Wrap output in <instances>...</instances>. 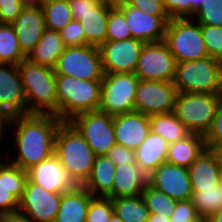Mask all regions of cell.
<instances>
[{"label":"cell","mask_w":222,"mask_h":222,"mask_svg":"<svg viewBox=\"0 0 222 222\" xmlns=\"http://www.w3.org/2000/svg\"><path fill=\"white\" fill-rule=\"evenodd\" d=\"M62 122L53 114H27L11 117L8 127L14 130L11 135L13 138L11 148L17 153L10 156L9 151L6 155L7 160L27 171L51 157L54 154L56 132Z\"/></svg>","instance_id":"1"},{"label":"cell","mask_w":222,"mask_h":222,"mask_svg":"<svg viewBox=\"0 0 222 222\" xmlns=\"http://www.w3.org/2000/svg\"><path fill=\"white\" fill-rule=\"evenodd\" d=\"M54 155L77 185H82L90 176L95 153L79 131L63 121L56 132Z\"/></svg>","instance_id":"2"},{"label":"cell","mask_w":222,"mask_h":222,"mask_svg":"<svg viewBox=\"0 0 222 222\" xmlns=\"http://www.w3.org/2000/svg\"><path fill=\"white\" fill-rule=\"evenodd\" d=\"M27 100V114L58 117L56 74L53 68L23 60L18 64Z\"/></svg>","instance_id":"3"},{"label":"cell","mask_w":222,"mask_h":222,"mask_svg":"<svg viewBox=\"0 0 222 222\" xmlns=\"http://www.w3.org/2000/svg\"><path fill=\"white\" fill-rule=\"evenodd\" d=\"M102 80H82L56 75L58 118L70 121L75 115L99 109Z\"/></svg>","instance_id":"4"},{"label":"cell","mask_w":222,"mask_h":222,"mask_svg":"<svg viewBox=\"0 0 222 222\" xmlns=\"http://www.w3.org/2000/svg\"><path fill=\"white\" fill-rule=\"evenodd\" d=\"M222 62L213 57L176 63L173 85L177 93L220 94Z\"/></svg>","instance_id":"5"},{"label":"cell","mask_w":222,"mask_h":222,"mask_svg":"<svg viewBox=\"0 0 222 222\" xmlns=\"http://www.w3.org/2000/svg\"><path fill=\"white\" fill-rule=\"evenodd\" d=\"M220 102V94L177 93L173 112L190 133L205 136Z\"/></svg>","instance_id":"6"},{"label":"cell","mask_w":222,"mask_h":222,"mask_svg":"<svg viewBox=\"0 0 222 222\" xmlns=\"http://www.w3.org/2000/svg\"><path fill=\"white\" fill-rule=\"evenodd\" d=\"M164 41L177 63L208 57L201 25L192 18L171 19L166 26Z\"/></svg>","instance_id":"7"},{"label":"cell","mask_w":222,"mask_h":222,"mask_svg":"<svg viewBox=\"0 0 222 222\" xmlns=\"http://www.w3.org/2000/svg\"><path fill=\"white\" fill-rule=\"evenodd\" d=\"M138 83L135 73L104 74L98 110L112 116L134 112Z\"/></svg>","instance_id":"8"},{"label":"cell","mask_w":222,"mask_h":222,"mask_svg":"<svg viewBox=\"0 0 222 222\" xmlns=\"http://www.w3.org/2000/svg\"><path fill=\"white\" fill-rule=\"evenodd\" d=\"M56 75H67L82 80H102L104 71L97 46L65 47L54 68Z\"/></svg>","instance_id":"9"},{"label":"cell","mask_w":222,"mask_h":222,"mask_svg":"<svg viewBox=\"0 0 222 222\" xmlns=\"http://www.w3.org/2000/svg\"><path fill=\"white\" fill-rule=\"evenodd\" d=\"M69 122L83 136L96 156L106 155L116 144L112 115L94 110L77 114Z\"/></svg>","instance_id":"10"},{"label":"cell","mask_w":222,"mask_h":222,"mask_svg":"<svg viewBox=\"0 0 222 222\" xmlns=\"http://www.w3.org/2000/svg\"><path fill=\"white\" fill-rule=\"evenodd\" d=\"M176 63L164 40L145 43L134 73L139 80L173 82Z\"/></svg>","instance_id":"11"},{"label":"cell","mask_w":222,"mask_h":222,"mask_svg":"<svg viewBox=\"0 0 222 222\" xmlns=\"http://www.w3.org/2000/svg\"><path fill=\"white\" fill-rule=\"evenodd\" d=\"M176 95L177 90L173 82L139 80L134 111L147 116L173 112Z\"/></svg>","instance_id":"12"},{"label":"cell","mask_w":222,"mask_h":222,"mask_svg":"<svg viewBox=\"0 0 222 222\" xmlns=\"http://www.w3.org/2000/svg\"><path fill=\"white\" fill-rule=\"evenodd\" d=\"M144 44L134 38L105 41L98 47L104 74L134 73Z\"/></svg>","instance_id":"13"},{"label":"cell","mask_w":222,"mask_h":222,"mask_svg":"<svg viewBox=\"0 0 222 222\" xmlns=\"http://www.w3.org/2000/svg\"><path fill=\"white\" fill-rule=\"evenodd\" d=\"M62 193L49 192L27 180L18 211L34 222H54L60 207Z\"/></svg>","instance_id":"14"},{"label":"cell","mask_w":222,"mask_h":222,"mask_svg":"<svg viewBox=\"0 0 222 222\" xmlns=\"http://www.w3.org/2000/svg\"><path fill=\"white\" fill-rule=\"evenodd\" d=\"M148 184L176 201L192 198L193 190L187 167L163 162L148 175Z\"/></svg>","instance_id":"15"},{"label":"cell","mask_w":222,"mask_h":222,"mask_svg":"<svg viewBox=\"0 0 222 222\" xmlns=\"http://www.w3.org/2000/svg\"><path fill=\"white\" fill-rule=\"evenodd\" d=\"M0 110L9 117L27 115V100L18 65L0 63Z\"/></svg>","instance_id":"16"},{"label":"cell","mask_w":222,"mask_h":222,"mask_svg":"<svg viewBox=\"0 0 222 222\" xmlns=\"http://www.w3.org/2000/svg\"><path fill=\"white\" fill-rule=\"evenodd\" d=\"M118 8L125 16L132 38L144 43L160 42L165 39L166 26L171 20L170 16H152L127 3Z\"/></svg>","instance_id":"17"},{"label":"cell","mask_w":222,"mask_h":222,"mask_svg":"<svg viewBox=\"0 0 222 222\" xmlns=\"http://www.w3.org/2000/svg\"><path fill=\"white\" fill-rule=\"evenodd\" d=\"M27 175L29 181L49 192L64 193L77 186L54 154L28 169Z\"/></svg>","instance_id":"18"},{"label":"cell","mask_w":222,"mask_h":222,"mask_svg":"<svg viewBox=\"0 0 222 222\" xmlns=\"http://www.w3.org/2000/svg\"><path fill=\"white\" fill-rule=\"evenodd\" d=\"M116 144L136 150L150 132L149 116L130 112L113 116Z\"/></svg>","instance_id":"19"},{"label":"cell","mask_w":222,"mask_h":222,"mask_svg":"<svg viewBox=\"0 0 222 222\" xmlns=\"http://www.w3.org/2000/svg\"><path fill=\"white\" fill-rule=\"evenodd\" d=\"M15 29L22 52L27 56L37 45L45 28L41 6H25L11 23Z\"/></svg>","instance_id":"20"},{"label":"cell","mask_w":222,"mask_h":222,"mask_svg":"<svg viewBox=\"0 0 222 222\" xmlns=\"http://www.w3.org/2000/svg\"><path fill=\"white\" fill-rule=\"evenodd\" d=\"M148 184V176L137 164L118 165L115 168L112 199L137 197Z\"/></svg>","instance_id":"21"},{"label":"cell","mask_w":222,"mask_h":222,"mask_svg":"<svg viewBox=\"0 0 222 222\" xmlns=\"http://www.w3.org/2000/svg\"><path fill=\"white\" fill-rule=\"evenodd\" d=\"M94 196L82 185L62 193L54 222H85L88 206Z\"/></svg>","instance_id":"22"},{"label":"cell","mask_w":222,"mask_h":222,"mask_svg":"<svg viewBox=\"0 0 222 222\" xmlns=\"http://www.w3.org/2000/svg\"><path fill=\"white\" fill-rule=\"evenodd\" d=\"M169 143L160 135L151 131L135 150V162L148 176L160 164L166 162Z\"/></svg>","instance_id":"23"},{"label":"cell","mask_w":222,"mask_h":222,"mask_svg":"<svg viewBox=\"0 0 222 222\" xmlns=\"http://www.w3.org/2000/svg\"><path fill=\"white\" fill-rule=\"evenodd\" d=\"M192 189H208L219 185L222 170L215 156L206 149L189 167Z\"/></svg>","instance_id":"24"},{"label":"cell","mask_w":222,"mask_h":222,"mask_svg":"<svg viewBox=\"0 0 222 222\" xmlns=\"http://www.w3.org/2000/svg\"><path fill=\"white\" fill-rule=\"evenodd\" d=\"M115 164L106 155L96 156L90 176L82 184L94 197L112 199Z\"/></svg>","instance_id":"25"},{"label":"cell","mask_w":222,"mask_h":222,"mask_svg":"<svg viewBox=\"0 0 222 222\" xmlns=\"http://www.w3.org/2000/svg\"><path fill=\"white\" fill-rule=\"evenodd\" d=\"M206 149L204 135L189 133L169 144L166 162L188 168Z\"/></svg>","instance_id":"26"},{"label":"cell","mask_w":222,"mask_h":222,"mask_svg":"<svg viewBox=\"0 0 222 222\" xmlns=\"http://www.w3.org/2000/svg\"><path fill=\"white\" fill-rule=\"evenodd\" d=\"M65 47L59 32L45 29L35 48L27 54L26 60L54 69Z\"/></svg>","instance_id":"27"},{"label":"cell","mask_w":222,"mask_h":222,"mask_svg":"<svg viewBox=\"0 0 222 222\" xmlns=\"http://www.w3.org/2000/svg\"><path fill=\"white\" fill-rule=\"evenodd\" d=\"M111 6L101 2L78 20L85 32L86 45L99 47L106 41L107 22Z\"/></svg>","instance_id":"28"},{"label":"cell","mask_w":222,"mask_h":222,"mask_svg":"<svg viewBox=\"0 0 222 222\" xmlns=\"http://www.w3.org/2000/svg\"><path fill=\"white\" fill-rule=\"evenodd\" d=\"M150 131L162 136L169 144L177 142L190 132L174 112L149 116Z\"/></svg>","instance_id":"29"},{"label":"cell","mask_w":222,"mask_h":222,"mask_svg":"<svg viewBox=\"0 0 222 222\" xmlns=\"http://www.w3.org/2000/svg\"><path fill=\"white\" fill-rule=\"evenodd\" d=\"M114 213L124 222H148L150 211L142 195L112 199Z\"/></svg>","instance_id":"30"},{"label":"cell","mask_w":222,"mask_h":222,"mask_svg":"<svg viewBox=\"0 0 222 222\" xmlns=\"http://www.w3.org/2000/svg\"><path fill=\"white\" fill-rule=\"evenodd\" d=\"M25 59L13 25L0 23V63L18 65Z\"/></svg>","instance_id":"31"},{"label":"cell","mask_w":222,"mask_h":222,"mask_svg":"<svg viewBox=\"0 0 222 222\" xmlns=\"http://www.w3.org/2000/svg\"><path fill=\"white\" fill-rule=\"evenodd\" d=\"M192 202L202 219L222 209V189L220 185L208 189H192Z\"/></svg>","instance_id":"32"},{"label":"cell","mask_w":222,"mask_h":222,"mask_svg":"<svg viewBox=\"0 0 222 222\" xmlns=\"http://www.w3.org/2000/svg\"><path fill=\"white\" fill-rule=\"evenodd\" d=\"M45 28L59 32L73 20L68 0H50L42 5Z\"/></svg>","instance_id":"33"},{"label":"cell","mask_w":222,"mask_h":222,"mask_svg":"<svg viewBox=\"0 0 222 222\" xmlns=\"http://www.w3.org/2000/svg\"><path fill=\"white\" fill-rule=\"evenodd\" d=\"M4 159L5 162L0 166V187L8 189L20 201L28 180L27 171L10 163L7 157Z\"/></svg>","instance_id":"34"},{"label":"cell","mask_w":222,"mask_h":222,"mask_svg":"<svg viewBox=\"0 0 222 222\" xmlns=\"http://www.w3.org/2000/svg\"><path fill=\"white\" fill-rule=\"evenodd\" d=\"M142 196L150 213L162 216L170 217L177 203L176 200L170 198L164 192L154 189L149 184L144 188Z\"/></svg>","instance_id":"35"},{"label":"cell","mask_w":222,"mask_h":222,"mask_svg":"<svg viewBox=\"0 0 222 222\" xmlns=\"http://www.w3.org/2000/svg\"><path fill=\"white\" fill-rule=\"evenodd\" d=\"M129 38H132V34L123 12L118 7H111L107 22L106 41H119Z\"/></svg>","instance_id":"36"},{"label":"cell","mask_w":222,"mask_h":222,"mask_svg":"<svg viewBox=\"0 0 222 222\" xmlns=\"http://www.w3.org/2000/svg\"><path fill=\"white\" fill-rule=\"evenodd\" d=\"M192 19L200 25L222 27V0H204Z\"/></svg>","instance_id":"37"},{"label":"cell","mask_w":222,"mask_h":222,"mask_svg":"<svg viewBox=\"0 0 222 222\" xmlns=\"http://www.w3.org/2000/svg\"><path fill=\"white\" fill-rule=\"evenodd\" d=\"M114 213L109 197H93L89 203L85 222H109Z\"/></svg>","instance_id":"38"},{"label":"cell","mask_w":222,"mask_h":222,"mask_svg":"<svg viewBox=\"0 0 222 222\" xmlns=\"http://www.w3.org/2000/svg\"><path fill=\"white\" fill-rule=\"evenodd\" d=\"M201 33L208 55L222 62V27L201 25Z\"/></svg>","instance_id":"39"},{"label":"cell","mask_w":222,"mask_h":222,"mask_svg":"<svg viewBox=\"0 0 222 222\" xmlns=\"http://www.w3.org/2000/svg\"><path fill=\"white\" fill-rule=\"evenodd\" d=\"M171 19L192 18L204 0H162Z\"/></svg>","instance_id":"40"},{"label":"cell","mask_w":222,"mask_h":222,"mask_svg":"<svg viewBox=\"0 0 222 222\" xmlns=\"http://www.w3.org/2000/svg\"><path fill=\"white\" fill-rule=\"evenodd\" d=\"M59 33L66 47L86 45L85 32L78 20H71Z\"/></svg>","instance_id":"41"},{"label":"cell","mask_w":222,"mask_h":222,"mask_svg":"<svg viewBox=\"0 0 222 222\" xmlns=\"http://www.w3.org/2000/svg\"><path fill=\"white\" fill-rule=\"evenodd\" d=\"M201 219L191 199L177 201L175 209L169 217L170 222H197Z\"/></svg>","instance_id":"42"},{"label":"cell","mask_w":222,"mask_h":222,"mask_svg":"<svg viewBox=\"0 0 222 222\" xmlns=\"http://www.w3.org/2000/svg\"><path fill=\"white\" fill-rule=\"evenodd\" d=\"M127 4L152 16H169L162 0H128Z\"/></svg>","instance_id":"43"},{"label":"cell","mask_w":222,"mask_h":222,"mask_svg":"<svg viewBox=\"0 0 222 222\" xmlns=\"http://www.w3.org/2000/svg\"><path fill=\"white\" fill-rule=\"evenodd\" d=\"M24 7L19 0H0V23L11 24Z\"/></svg>","instance_id":"44"},{"label":"cell","mask_w":222,"mask_h":222,"mask_svg":"<svg viewBox=\"0 0 222 222\" xmlns=\"http://www.w3.org/2000/svg\"><path fill=\"white\" fill-rule=\"evenodd\" d=\"M106 156L111 159L115 166L123 164H136L135 150L126 148L123 145L115 144L106 154Z\"/></svg>","instance_id":"45"},{"label":"cell","mask_w":222,"mask_h":222,"mask_svg":"<svg viewBox=\"0 0 222 222\" xmlns=\"http://www.w3.org/2000/svg\"><path fill=\"white\" fill-rule=\"evenodd\" d=\"M204 137L206 144L222 143V101L217 108L211 128Z\"/></svg>","instance_id":"46"},{"label":"cell","mask_w":222,"mask_h":222,"mask_svg":"<svg viewBox=\"0 0 222 222\" xmlns=\"http://www.w3.org/2000/svg\"><path fill=\"white\" fill-rule=\"evenodd\" d=\"M73 20H80L81 16L89 13L101 3V0H68Z\"/></svg>","instance_id":"47"},{"label":"cell","mask_w":222,"mask_h":222,"mask_svg":"<svg viewBox=\"0 0 222 222\" xmlns=\"http://www.w3.org/2000/svg\"><path fill=\"white\" fill-rule=\"evenodd\" d=\"M19 201L9 192L8 189L0 187V215H7L18 212Z\"/></svg>","instance_id":"48"},{"label":"cell","mask_w":222,"mask_h":222,"mask_svg":"<svg viewBox=\"0 0 222 222\" xmlns=\"http://www.w3.org/2000/svg\"><path fill=\"white\" fill-rule=\"evenodd\" d=\"M10 118L4 111L0 110V150H3V144L5 145V143L3 142V140H5V133H7V131H10L8 129L9 127V121ZM6 129V130H5ZM6 131V132H5ZM4 133V134H3ZM3 138V139H2Z\"/></svg>","instance_id":"49"},{"label":"cell","mask_w":222,"mask_h":222,"mask_svg":"<svg viewBox=\"0 0 222 222\" xmlns=\"http://www.w3.org/2000/svg\"><path fill=\"white\" fill-rule=\"evenodd\" d=\"M206 147L215 156L217 163L222 170V143L206 144Z\"/></svg>","instance_id":"50"},{"label":"cell","mask_w":222,"mask_h":222,"mask_svg":"<svg viewBox=\"0 0 222 222\" xmlns=\"http://www.w3.org/2000/svg\"><path fill=\"white\" fill-rule=\"evenodd\" d=\"M7 222H34V221L30 217H27L18 211L16 213L7 214Z\"/></svg>","instance_id":"51"},{"label":"cell","mask_w":222,"mask_h":222,"mask_svg":"<svg viewBox=\"0 0 222 222\" xmlns=\"http://www.w3.org/2000/svg\"><path fill=\"white\" fill-rule=\"evenodd\" d=\"M148 222H170L169 217L150 213Z\"/></svg>","instance_id":"52"},{"label":"cell","mask_w":222,"mask_h":222,"mask_svg":"<svg viewBox=\"0 0 222 222\" xmlns=\"http://www.w3.org/2000/svg\"><path fill=\"white\" fill-rule=\"evenodd\" d=\"M206 222H222V209L218 210L216 213L208 216L205 219Z\"/></svg>","instance_id":"53"},{"label":"cell","mask_w":222,"mask_h":222,"mask_svg":"<svg viewBox=\"0 0 222 222\" xmlns=\"http://www.w3.org/2000/svg\"><path fill=\"white\" fill-rule=\"evenodd\" d=\"M128 0H101L106 5L111 7H119L127 3Z\"/></svg>","instance_id":"54"},{"label":"cell","mask_w":222,"mask_h":222,"mask_svg":"<svg viewBox=\"0 0 222 222\" xmlns=\"http://www.w3.org/2000/svg\"><path fill=\"white\" fill-rule=\"evenodd\" d=\"M24 6H40V0H19Z\"/></svg>","instance_id":"55"},{"label":"cell","mask_w":222,"mask_h":222,"mask_svg":"<svg viewBox=\"0 0 222 222\" xmlns=\"http://www.w3.org/2000/svg\"><path fill=\"white\" fill-rule=\"evenodd\" d=\"M109 222H124L122 219L119 218L115 213L111 216Z\"/></svg>","instance_id":"56"},{"label":"cell","mask_w":222,"mask_h":222,"mask_svg":"<svg viewBox=\"0 0 222 222\" xmlns=\"http://www.w3.org/2000/svg\"><path fill=\"white\" fill-rule=\"evenodd\" d=\"M2 151H3V150H0V166L5 162L3 158L7 155V154H6L7 152H5V153L3 154ZM2 155H3V158H2ZM4 155H5V156H4Z\"/></svg>","instance_id":"57"},{"label":"cell","mask_w":222,"mask_h":222,"mask_svg":"<svg viewBox=\"0 0 222 222\" xmlns=\"http://www.w3.org/2000/svg\"><path fill=\"white\" fill-rule=\"evenodd\" d=\"M0 222H7V215H0Z\"/></svg>","instance_id":"58"},{"label":"cell","mask_w":222,"mask_h":222,"mask_svg":"<svg viewBox=\"0 0 222 222\" xmlns=\"http://www.w3.org/2000/svg\"><path fill=\"white\" fill-rule=\"evenodd\" d=\"M47 1H50V0H40V6H41L44 2H47Z\"/></svg>","instance_id":"59"},{"label":"cell","mask_w":222,"mask_h":222,"mask_svg":"<svg viewBox=\"0 0 222 222\" xmlns=\"http://www.w3.org/2000/svg\"><path fill=\"white\" fill-rule=\"evenodd\" d=\"M219 185H220V187H221V189H222V175H221V178H220Z\"/></svg>","instance_id":"60"},{"label":"cell","mask_w":222,"mask_h":222,"mask_svg":"<svg viewBox=\"0 0 222 222\" xmlns=\"http://www.w3.org/2000/svg\"><path fill=\"white\" fill-rule=\"evenodd\" d=\"M220 95H221V101H222V84H221V93H220Z\"/></svg>","instance_id":"61"},{"label":"cell","mask_w":222,"mask_h":222,"mask_svg":"<svg viewBox=\"0 0 222 222\" xmlns=\"http://www.w3.org/2000/svg\"><path fill=\"white\" fill-rule=\"evenodd\" d=\"M197 222H206V221H205V219H201V220H199Z\"/></svg>","instance_id":"62"}]
</instances>
